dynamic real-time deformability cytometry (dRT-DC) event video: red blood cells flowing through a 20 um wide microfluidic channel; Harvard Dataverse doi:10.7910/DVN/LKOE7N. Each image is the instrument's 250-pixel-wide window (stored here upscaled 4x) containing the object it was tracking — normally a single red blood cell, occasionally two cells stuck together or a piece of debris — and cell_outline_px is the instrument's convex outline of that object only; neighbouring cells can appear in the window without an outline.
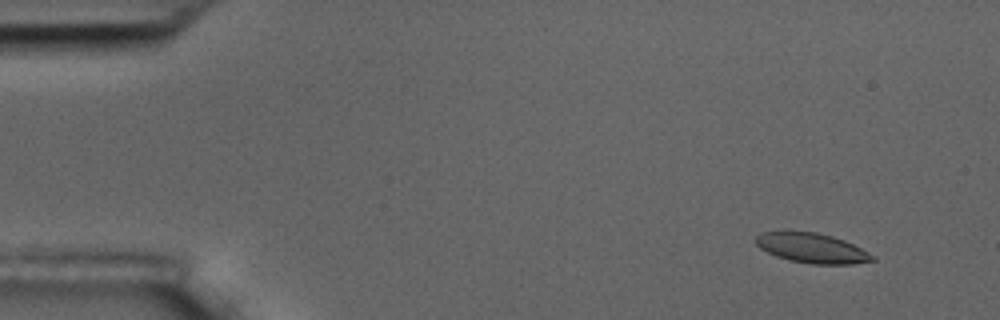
{"species": "common noctule bat (a hibernating species)", "species_latin": "Nyctalus noctula", "temperature_condition": "room temperature", "stored_images_in_passage": 15, "camera_frame_rate_fps": 3000, "um_per_image_px": 0.085, "animal": {"sex": "male", "body_mass_g": 17.5, "forearm_length_mm": 52.3}, "frame": {"image": 1, "passage_image": 2, "time_ms": 1.333, "image_size_px": [1000, 320], "cell_outline_px": [[876, 260], [852, 264], [812, 264], [788, 260], [776, 256], [760, 248], [752, 240], [760, 232], [784, 228], [816, 232], [832, 236], [844, 240], [876, 256]], "centroid_in_image_um": [68.92, 21.04], "position_along_channel_um": 16.1, "area_um2": 21.04}}
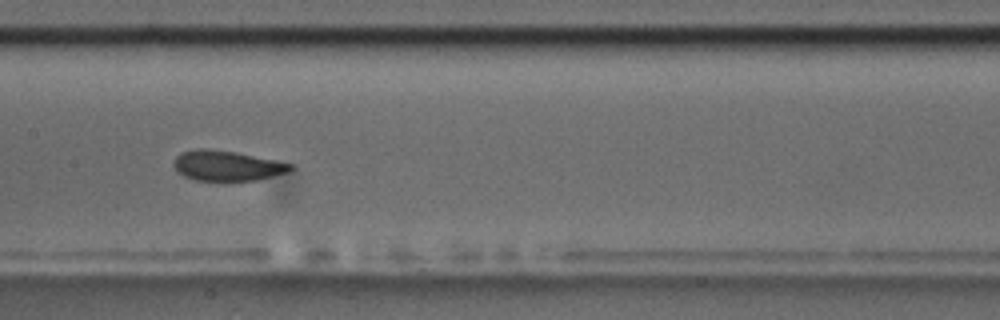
{"frame": {"image": 2, "passage_image": 8, "time_ms": 9.0, "image_size_px": [1000, 320], "cell_outline_px": [[292, 168], [288, 172], [256, 180], [196, 180], [184, 176], [176, 172], [172, 164], [172, 160], [180, 152], [196, 148], [204, 148], [236, 152], [292, 164]], "centroid_in_image_um": [19.2, 14.07], "position_along_channel_um": 188.2, "area_um2": 20.46}}
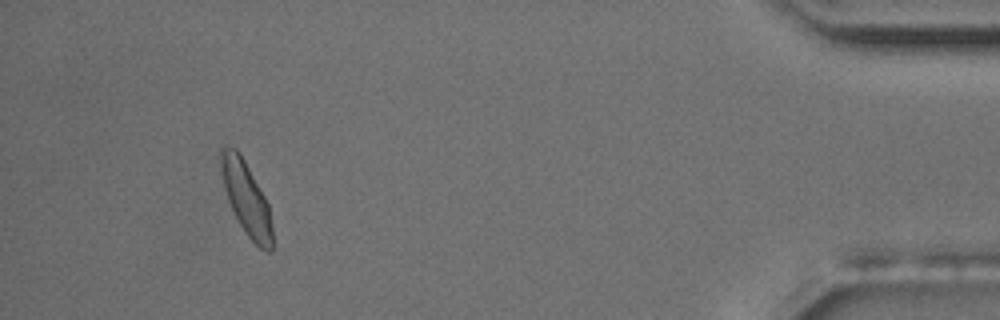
{"frame": {"image": 3, "passage_image": 14, "time_ms": 17.0, "image_size_px": [1000, 320], "cell_outline_px": [[272, 252], [268, 252], [260, 248], [244, 232], [228, 200], [224, 188], [216, 156], [220, 148], [224, 144], [236, 148], [240, 152], [264, 196], [268, 204], [272, 228]], "centroid_in_image_um": [20.87, 16.75], "position_along_channel_um": 414.3, "area_um2": 22.2}, "authors_computed_cell_mechanics": {"area_um2": 20.9814, "velocity_mm_per_s": 3.6281, "shape_relaxation_time_tau1_ms": 3.3226, "shape_relaxation_time_tau2_ms": 4.6332, "deformation_change_tau1": 0.0904, "deformation_change_tau2": 0.0736}}